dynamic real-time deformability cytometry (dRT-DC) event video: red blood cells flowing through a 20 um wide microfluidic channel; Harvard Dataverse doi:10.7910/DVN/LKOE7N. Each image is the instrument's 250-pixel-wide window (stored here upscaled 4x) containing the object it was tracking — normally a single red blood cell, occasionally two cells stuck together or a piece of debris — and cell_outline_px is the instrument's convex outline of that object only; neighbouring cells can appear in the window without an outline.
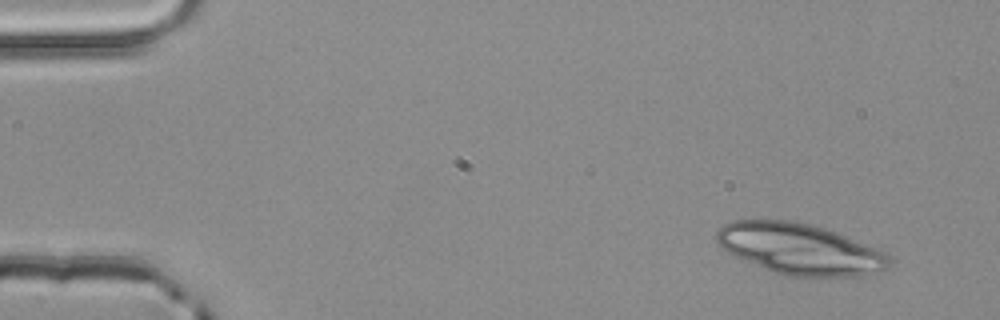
{"species": "common noctule bat (a hibernating species)", "species_latin": "Nyctalus noctula", "temperature_condition": "room temperature", "stored_images_in_passage": 3, "camera_frame_rate_fps": 3000, "um_per_image_px": 0.085, "animal": {"sex": "male", "body_mass_g": 20.4}, "frame": {"image": 1, "passage_image": 1, "time_ms": 0.0, "image_size_px": [1000, 320], "cell_outline_px": [[892, 264], [888, 268], [876, 276], [788, 276], [772, 272], [736, 256], [728, 252], [716, 240], [716, 232], [724, 224], [732, 220], [788, 220], [808, 224], [824, 228], [836, 232], [880, 248], [892, 256]], "centroid_in_image_um": [68.1, 21.18], "position_along_channel_um": 16.9, "area_um2": 51.79}}